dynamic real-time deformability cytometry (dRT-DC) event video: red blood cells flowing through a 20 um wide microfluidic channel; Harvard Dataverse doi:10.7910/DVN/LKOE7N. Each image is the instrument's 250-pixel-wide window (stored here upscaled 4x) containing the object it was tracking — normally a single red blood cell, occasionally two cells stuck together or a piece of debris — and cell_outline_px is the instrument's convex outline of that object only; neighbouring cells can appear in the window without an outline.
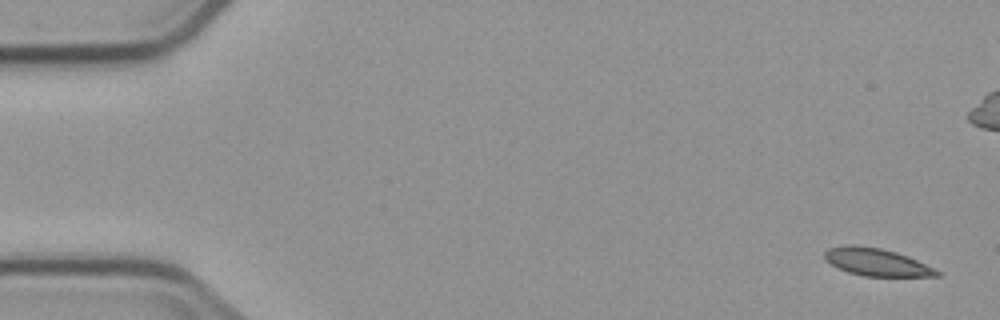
{"species": "common noctule bat (a hibernating species)", "species_latin": "Nyctalus noctula", "temperature_condition": "cold", "stored_images_in_passage": 6, "camera_frame_rate_fps": 3000, "um_per_image_px": 0.085, "animal": {"sex": "male", "body_mass_g": 23.1, "forearm_length_mm": 52.7}, "frame": {"image": 1, "passage_image": 1, "time_ms": 0.0, "image_size_px": [1000, 320], "cell_outline_px": [[940, 276], [864, 276], [848, 272], [824, 260], [824, 252], [828, 248], [844, 244], [856, 244], [880, 248], [896, 252], [908, 256], [940, 272]], "centroid_in_image_um": [74.44, 22.26], "position_along_channel_um": 10.6, "area_um2": 17.92}}